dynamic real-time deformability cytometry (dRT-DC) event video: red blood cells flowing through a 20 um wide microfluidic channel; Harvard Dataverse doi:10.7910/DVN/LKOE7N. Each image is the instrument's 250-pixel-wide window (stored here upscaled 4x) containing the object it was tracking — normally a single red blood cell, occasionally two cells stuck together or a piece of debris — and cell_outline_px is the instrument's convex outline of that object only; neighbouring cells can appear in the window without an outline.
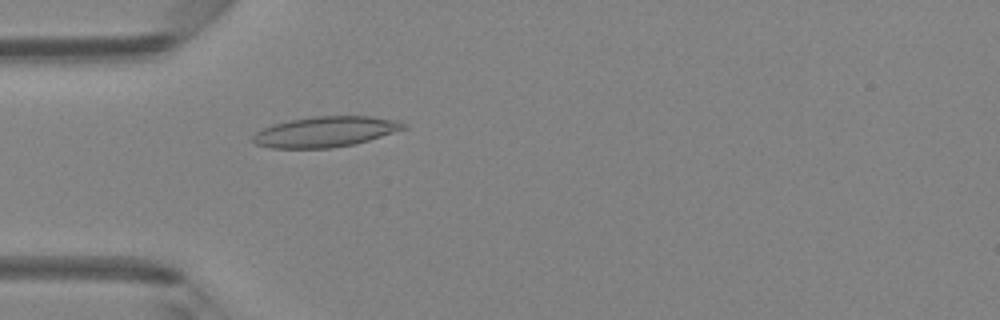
{"species": "Egyptian fruit bat (a non-hibernating species)", "species_latin": "Rousettus aegyptiacus", "temperature_condition": "room temperature", "stored_images_in_passage": 45, "camera_frame_rate_fps": 3000, "um_per_image_px": 0.085, "animal": {"sex": "female"}, "frame": {"image": 1, "passage_image": 12, "time_ms": 3.667, "image_size_px": [1000, 320], "cell_outline_px": [[408, 128], [368, 140], [352, 144], [332, 148], [272, 148], [256, 144], [252, 140], [252, 136], [256, 132], [272, 124], [288, 120], [312, 116], [372, 116], [396, 120], [408, 124]], "centroid_in_image_um": [27.67, 11.19], "position_along_channel_um": 57.3, "area_um2": 26.82}}
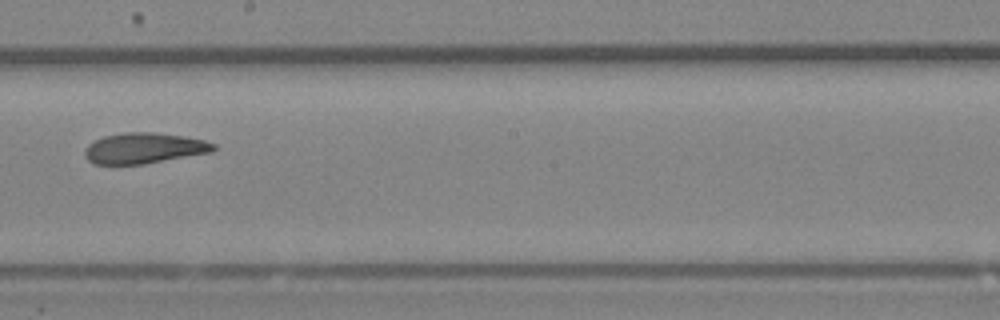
{"frame": {"image": 2, "passage_image": 25, "time_ms": 8.0, "image_size_px": [1000, 320], "cell_outline_px": [[216, 148], [212, 152], [144, 164], [92, 164], [84, 156], [84, 148], [88, 144], [104, 136], [128, 132], [152, 132], [184, 136], [204, 140], [216, 144]], "centroid_in_image_um": [12.24, 12.6], "position_along_channel_um": 236.0, "area_um2": 23.06}}
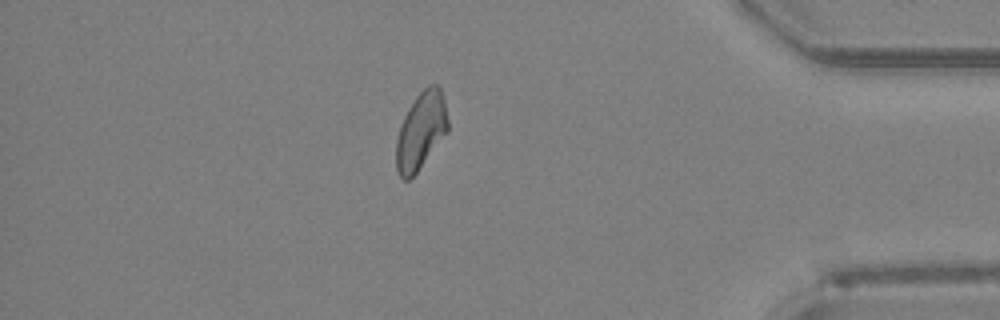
{"frame": {"image": 3, "passage_image": 39, "time_ms": 12.667, "image_size_px": [1000, 320], "cell_outline_px": [[448, 132], [416, 172], [408, 180], [404, 180], [400, 176], [396, 168], [396, 140], [400, 124], [408, 108], [416, 96], [428, 84], [436, 84], [440, 88], [444, 96], [448, 120]], "centroid_in_image_um": [35.78, 11.09], "position_along_channel_um": 399.4, "area_um2": 23.29}, "authors_computed_cell_mechanics": {"area_um2": 23.698, "velocity_mm_per_s": 4.2476, "shape_relaxation_time_tau1_ms": null, "shape_relaxation_time_tau2_ms": 4.7357, "deformation_change_tau1": null, "deformation_change_tau2": 0.1204}}